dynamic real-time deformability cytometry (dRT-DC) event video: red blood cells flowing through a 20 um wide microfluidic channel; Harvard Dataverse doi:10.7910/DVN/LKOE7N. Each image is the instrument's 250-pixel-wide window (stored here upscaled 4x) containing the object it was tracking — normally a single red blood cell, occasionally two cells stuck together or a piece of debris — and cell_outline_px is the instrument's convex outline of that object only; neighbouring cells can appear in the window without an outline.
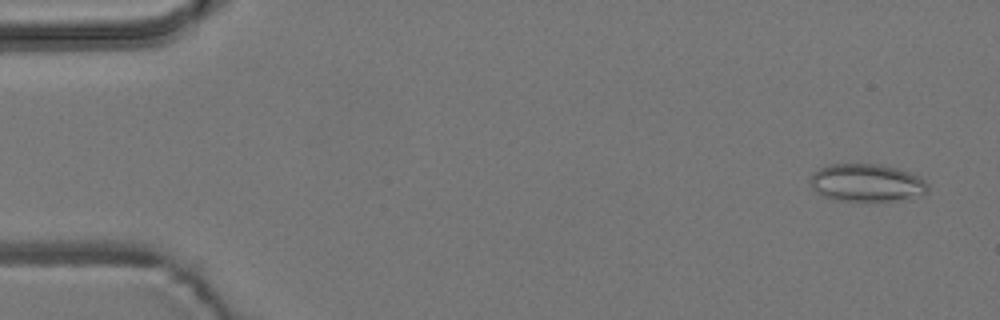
{"species": "common noctule bat (a hibernating species)", "species_latin": "Nyctalus noctula", "temperature_condition": "room temperature", "stored_images_in_passage": 54, "camera_frame_rate_fps": 3000, "um_per_image_px": 0.085, "animal": {"sex": "male", "body_mass_g": 19.2, "forearm_length_mm": 51.8}, "frame": {"image": 1, "passage_image": 3, "time_ms": 0.667, "image_size_px": [1000, 320], "cell_outline_px": [[928, 192], [920, 196], [908, 200], [836, 200], [824, 196], [816, 192], [812, 188], [812, 172], [828, 164], [880, 164], [900, 168], [920, 176], [928, 184]], "centroid_in_image_um": [73.73, 15.53], "position_along_channel_um": 11.3, "area_um2": 26.01}}
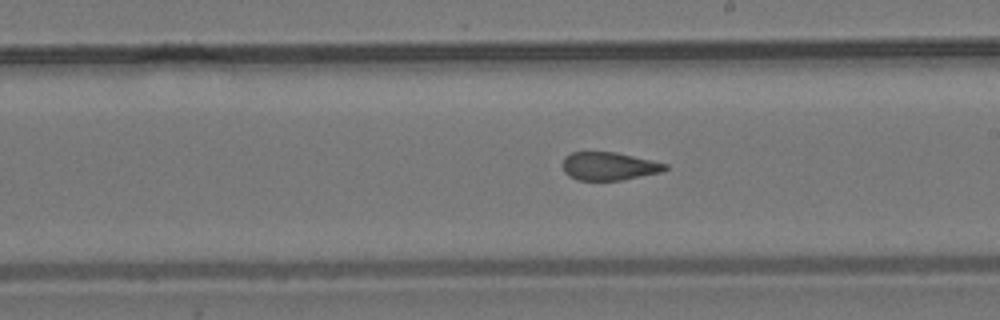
{"frame": {"image": 2, "passage_image": 31, "time_ms": 10.0, "image_size_px": [1000, 320], "cell_outline_px": [[668, 168], [660, 172], [620, 180], [576, 180], [568, 176], [564, 172], [564, 156], [572, 152], [616, 152], [652, 160], [668, 164]], "centroid_in_image_um": [51.75, 14.12], "position_along_channel_um": 237.3, "area_um2": 16.7}}
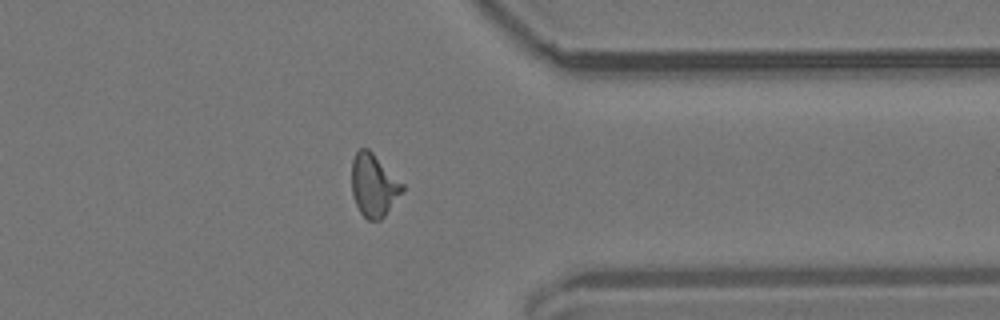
{"frame": {"image": 3, "passage_image": 43, "time_ms": 14.0, "image_size_px": [1000, 320], "cell_outline_px": [[404, 188], [384, 216], [380, 220], [368, 220], [360, 212], [356, 204], [352, 192], [352, 160], [356, 152], [360, 148], [368, 148], [404, 184]], "centroid_in_image_um": [31.75, 15.74], "position_along_channel_um": 379.7, "area_um2": 18.21}, "authors_computed_cell_mechanics": {"area_um2": 18.1781, "velocity_mm_per_s": 3.784, "shape_relaxation_time_tau1_ms": null, "shape_relaxation_time_tau2_ms": 2.1784, "deformation_change_tau1": null, "deformation_change_tau2": 0.0987}}